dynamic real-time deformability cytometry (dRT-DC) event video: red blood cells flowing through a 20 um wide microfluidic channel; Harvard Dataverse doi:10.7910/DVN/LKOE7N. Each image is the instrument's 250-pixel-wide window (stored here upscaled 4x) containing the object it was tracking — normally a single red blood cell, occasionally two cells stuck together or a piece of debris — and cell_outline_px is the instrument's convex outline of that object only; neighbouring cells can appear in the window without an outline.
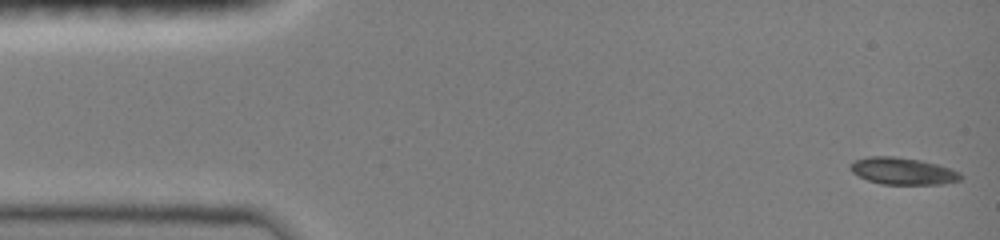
{"species": "common noctule bat (a hibernating species)", "species_latin": "Nyctalus noctula", "temperature_condition": "room temperature", "stored_images_in_passage": 47, "camera_frame_rate_fps": 3000, "um_per_image_px": 0.085, "animal": {"sex": "female", "body_mass_g": 19.0, "forearm_length_mm": 51.5}, "frame": {"image": 1, "passage_image": 1, "time_ms": 0.0, "image_size_px": [1000, 240], "cell_outline_px": [[964, 176], [960, 180], [944, 184], [880, 184], [868, 180], [852, 172], [848, 168], [848, 164], [856, 160], [868, 156], [892, 156], [920, 160], [936, 164], [960, 172]], "centroid_in_image_um": [76.72, 14.54], "position_along_channel_um": 8.3, "area_um2": 17.34}}
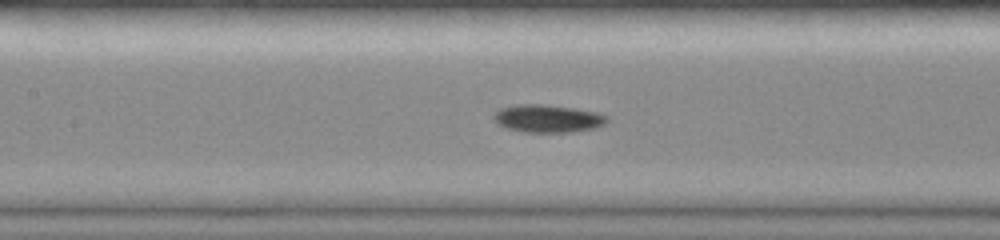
{"frame": {"image": 2, "passage_image": 21, "time_ms": 6.667, "image_size_px": [1000, 240], "cell_outline_px": [[608, 120], [604, 124], [596, 128], [572, 132], [524, 132], [508, 128], [496, 124], [492, 116], [500, 108], [516, 104], [544, 104], [572, 108], [596, 112], [608, 116]], "centroid_in_image_um": [46.54, 10.07], "position_along_channel_um": 160.9, "area_um2": 18.38}}
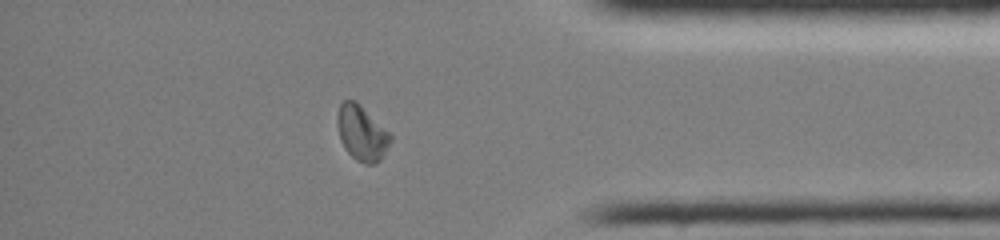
{"frame": {"image": 3, "passage_image": 40, "time_ms": 13.0, "image_size_px": [1000, 240], "cell_outline_px": [[392, 140], [380, 160], [372, 164], [364, 164], [356, 160], [344, 148], [340, 140], [336, 124], [336, 116], [340, 104], [344, 100], [356, 100], [392, 136]], "centroid_in_image_um": [30.71, 11.3], "position_along_channel_um": 404.5, "area_um2": 17.05}, "authors_computed_cell_mechanics": {"area_um2": 17.1088, "velocity_mm_per_s": 4.0345, "shape_relaxation_time_tau1_ms": 4.3168, "shape_relaxation_time_tau2_ms": null, "deformation_change_tau1": 0.132, "deformation_change_tau2": null}}